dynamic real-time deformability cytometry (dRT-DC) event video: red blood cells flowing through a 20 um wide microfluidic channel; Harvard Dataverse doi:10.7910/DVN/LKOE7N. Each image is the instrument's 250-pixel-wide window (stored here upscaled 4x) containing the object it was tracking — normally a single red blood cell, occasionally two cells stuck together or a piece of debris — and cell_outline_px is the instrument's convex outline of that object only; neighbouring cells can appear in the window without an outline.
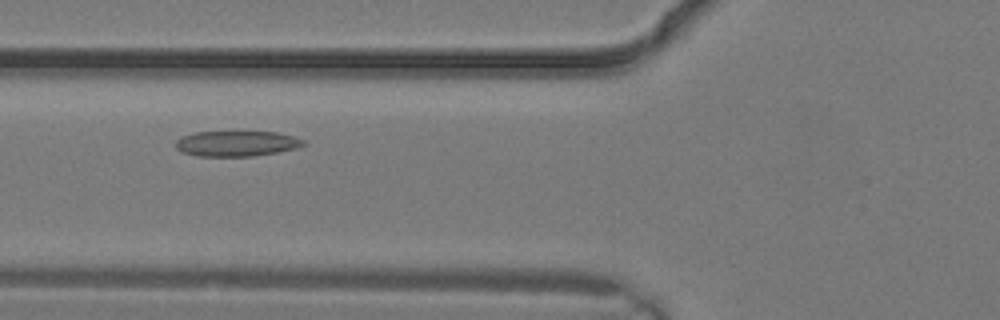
{"species": "common noctule bat (a hibernating species)", "species_latin": "Nyctalus noctula", "temperature_condition": "warm", "stored_images_in_passage": 3, "camera_frame_rate_fps": 3000, "um_per_image_px": 0.085, "animal": {"sex": "male", "body_mass_g": 19.2, "forearm_length_mm": 51.8}, "frame": {"image": 1, "passage_image": 3, "time_ms": 0.667, "image_size_px": [1000, 320], "cell_outline_px": [[308, 144], [296, 148], [276, 152], [252, 156], [196, 156], [180, 152], [176, 148], [176, 140], [180, 136], [196, 132], [276, 132], [292, 136], [304, 140]], "centroid_in_image_um": [20.08, 12.2], "position_along_channel_um": 105.7, "area_um2": 18.96}}